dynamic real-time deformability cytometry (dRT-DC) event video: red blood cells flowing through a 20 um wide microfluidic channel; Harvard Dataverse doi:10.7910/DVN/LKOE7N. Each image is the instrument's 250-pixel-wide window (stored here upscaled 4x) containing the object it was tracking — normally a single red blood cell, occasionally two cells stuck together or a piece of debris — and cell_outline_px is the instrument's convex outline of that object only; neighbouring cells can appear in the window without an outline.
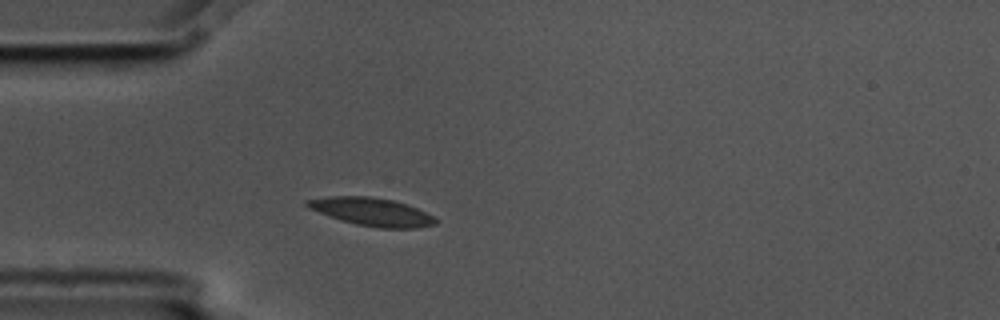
{"species": "common noctule bat (a hibernating species)", "species_latin": "Nyctalus noctula", "temperature_condition": "cold", "stored_images_in_passage": 2, "camera_frame_rate_fps": 3000, "um_per_image_px": 0.085, "animal": {"sex": "male", "body_mass_g": 17.5, "forearm_length_mm": 52.3}, "frame": {"image": 1, "passage_image": 2, "time_ms": 0.333, "image_size_px": [1000, 320], "cell_outline_px": [[436, 224], [416, 228], [380, 228], [356, 224], [340, 220], [308, 208], [304, 204], [304, 200], [328, 196], [372, 196], [392, 200], [408, 204], [432, 216], [436, 220]], "centroid_in_image_um": [31.55, 17.99], "position_along_channel_um": 53.4, "area_um2": 20.92}}